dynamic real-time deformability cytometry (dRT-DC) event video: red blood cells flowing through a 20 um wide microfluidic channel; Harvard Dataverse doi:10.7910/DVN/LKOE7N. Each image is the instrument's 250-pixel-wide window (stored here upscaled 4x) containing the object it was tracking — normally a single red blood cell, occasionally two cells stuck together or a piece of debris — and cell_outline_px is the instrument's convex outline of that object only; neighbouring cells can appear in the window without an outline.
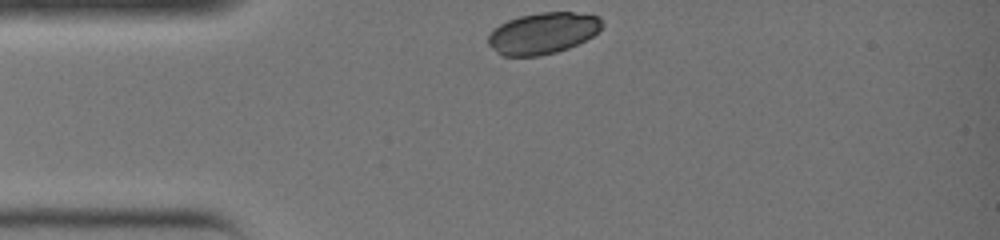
{"species": "common noctule bat (a hibernating species)", "species_latin": "Nyctalus noctula", "temperature_condition": "warm", "stored_images_in_passage": 24, "camera_frame_rate_fps": 3000, "um_per_image_px": 0.085, "animal": {"sex": "female", "body_mass_g": 19.0, "forearm_length_mm": 51.5}, "frame": {"image": 1, "passage_image": 1, "time_ms": 0.0, "image_size_px": [1000, 240], "cell_outline_px": [[604, 24], [592, 36], [568, 48], [556, 52], [540, 56], [500, 56], [488, 44], [488, 36], [500, 24], [508, 20], [520, 16], [540, 12], [572, 12], [600, 16]], "centroid_in_image_um": [46.13, 2.82], "position_along_channel_um": 38.9, "area_um2": 27.34}}
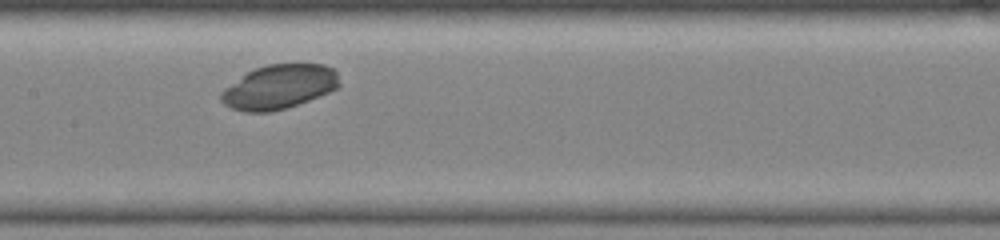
{"frame": {"image": 2, "passage_image": 11, "time_ms": 3.333, "image_size_px": [1000, 240], "cell_outline_px": [[340, 84], [336, 88], [328, 92], [308, 100], [272, 112], [244, 112], [232, 108], [224, 104], [220, 100], [220, 92], [224, 88], [248, 72], [256, 68], [268, 64], [324, 64], [332, 68], [336, 72]], "centroid_in_image_um": [23.7, 7.38], "position_along_channel_um": 183.7, "area_um2": 30.17}}
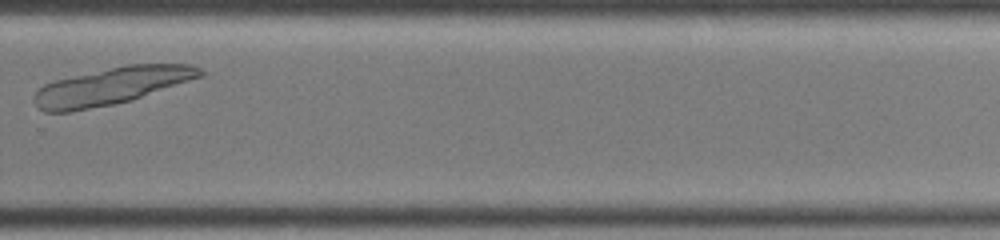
{"frame": {"image": 3, "passage_image": 19, "time_ms": 6.0, "image_size_px": [1000, 240], "cell_outline_px": [[204, 76], [132, 100], [72, 112], [44, 112], [36, 108], [32, 100], [32, 96], [44, 84], [56, 80], [128, 64], [192, 64], [200, 68], [204, 72]], "centroid_in_image_um": [9.48, 7.33], "position_along_channel_um": 320.3, "area_um2": 35.95}}